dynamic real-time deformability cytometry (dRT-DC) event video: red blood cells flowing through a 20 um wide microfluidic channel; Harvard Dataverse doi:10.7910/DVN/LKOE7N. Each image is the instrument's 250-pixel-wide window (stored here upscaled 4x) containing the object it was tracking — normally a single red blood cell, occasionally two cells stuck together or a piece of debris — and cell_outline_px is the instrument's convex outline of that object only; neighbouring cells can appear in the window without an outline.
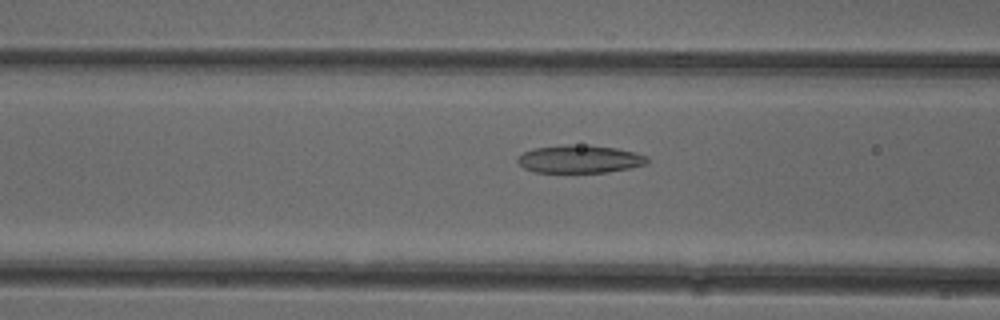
{"species": "common noctule bat (a hibernating species)", "species_latin": "Nyctalus noctula", "temperature_condition": "cold", "stored_images_in_passage": 47, "camera_frame_rate_fps": 3000, "um_per_image_px": 0.085, "animal": {"sex": "female"}, "frame": {"image": 1, "passage_image": 20, "time_ms": 6.333, "image_size_px": [1000, 320], "cell_outline_px": [[648, 160], [644, 164], [628, 168], [608, 172], [536, 172], [524, 168], [516, 160], [524, 152], [532, 148], [568, 144], [572, 144], [616, 148], [636, 152], [648, 156]], "centroid_in_image_um": [49.26, 13.51], "position_along_channel_um": 117.3, "area_um2": 20.87}}
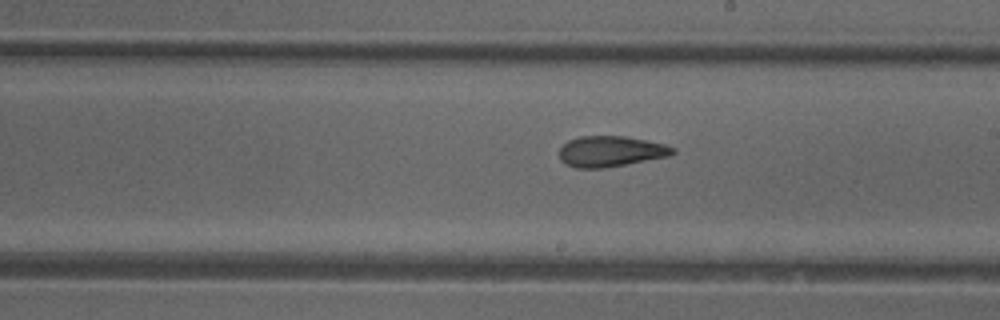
{"frame": {"image": 2, "passage_image": 29, "time_ms": 9.333, "image_size_px": [1000, 320], "cell_outline_px": [[676, 152], [668, 156], [604, 168], [576, 168], [564, 164], [560, 160], [560, 148], [568, 140], [580, 136], [624, 136], [664, 144], [676, 148]], "centroid_in_image_um": [51.88, 12.87], "position_along_channel_um": 237.1, "area_um2": 20.23}}
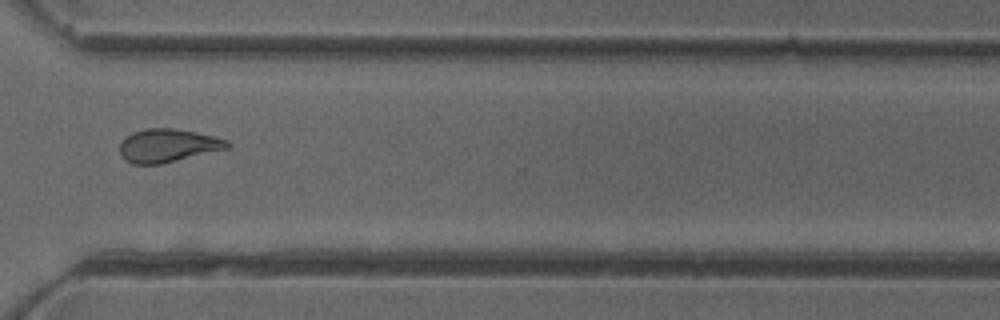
{"frame": {"image": 3, "passage_image": 38, "time_ms": 12.333, "image_size_px": [1000, 320], "cell_outline_px": [[232, 144], [228, 148], [160, 164], [132, 164], [124, 160], [120, 156], [120, 140], [124, 136], [132, 132], [148, 128], [172, 128], [196, 132], [228, 140]], "centroid_in_image_um": [14.21, 12.37], "position_along_channel_um": 356.4, "area_um2": 20.92}}